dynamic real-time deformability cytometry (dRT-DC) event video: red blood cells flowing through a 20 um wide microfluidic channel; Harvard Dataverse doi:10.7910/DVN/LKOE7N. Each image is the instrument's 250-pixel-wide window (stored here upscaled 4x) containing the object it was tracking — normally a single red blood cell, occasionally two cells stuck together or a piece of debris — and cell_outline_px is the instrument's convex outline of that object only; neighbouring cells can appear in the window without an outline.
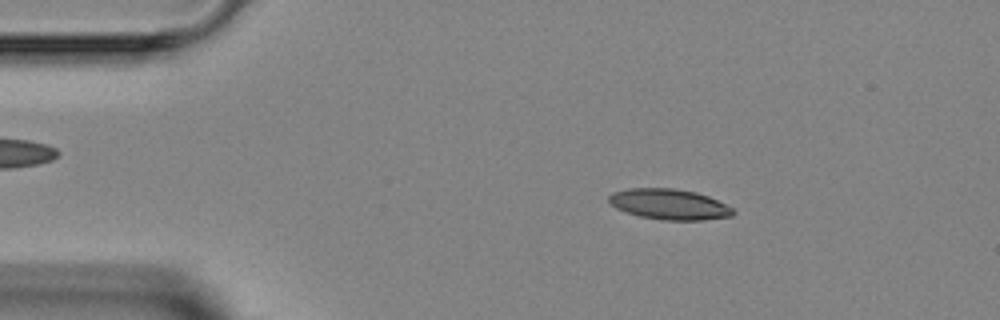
{"species": "Egyptian fruit bat (a non-hibernating species)", "species_latin": "Rousettus aegyptiacus", "temperature_condition": "room temperature", "stored_images_in_passage": 3, "camera_frame_rate_fps": 3000, "um_per_image_px": 0.085, "animal": {"sex": "female"}, "frame": {"image": 1, "passage_image": 2, "time_ms": 1.333, "image_size_px": [1000, 320], "cell_outline_px": [[736, 212], [732, 216], [704, 220], [660, 220], [640, 216], [616, 208], [608, 200], [608, 196], [612, 192], [628, 188], [676, 188], [696, 192], [708, 196], [732, 208]], "centroid_in_image_um": [56.88, 17.36], "position_along_channel_um": 28.1, "area_um2": 22.14}}
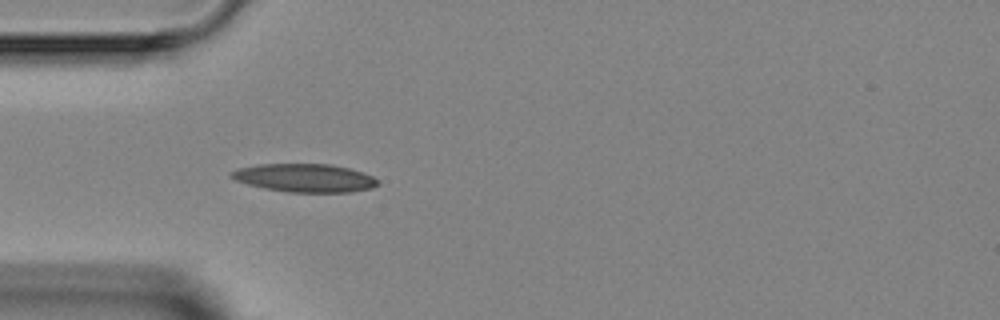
{"frame": {"image": 2, "passage_image": 3, "time_ms": 3.333, "image_size_px": [1000, 320], "cell_outline_px": [[376, 184], [372, 188], [348, 192], [288, 192], [264, 188], [248, 184], [236, 180], [228, 176], [228, 172], [240, 168], [260, 164], [332, 164], [348, 168], [372, 176], [376, 180]], "centroid_in_image_um": [25.84, 15.12], "position_along_channel_um": 59.2, "area_um2": 23.87}}